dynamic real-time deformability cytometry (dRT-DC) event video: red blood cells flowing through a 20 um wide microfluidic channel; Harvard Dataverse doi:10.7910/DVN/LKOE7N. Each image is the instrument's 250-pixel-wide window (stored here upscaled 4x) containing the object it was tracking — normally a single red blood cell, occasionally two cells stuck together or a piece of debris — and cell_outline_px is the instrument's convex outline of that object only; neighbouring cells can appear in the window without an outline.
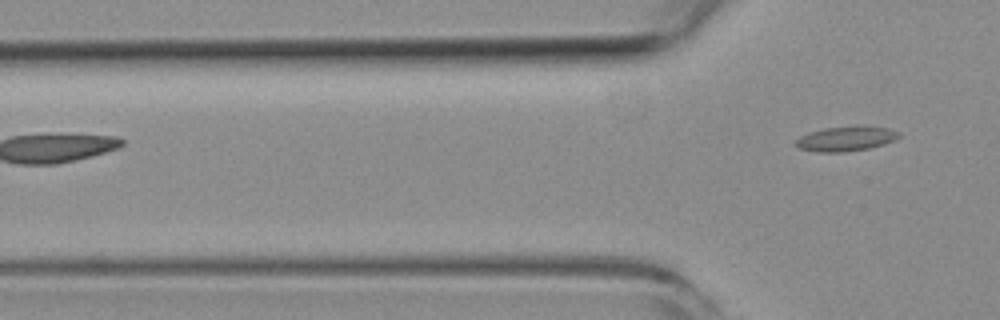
{"species": "common noctule bat (a hibernating species)", "species_latin": "Nyctalus noctula", "temperature_condition": "room temperature", "stored_images_in_passage": 4, "camera_frame_rate_fps": 3000, "um_per_image_px": 0.085, "animal": {"sex": "female", "body_mass_g": 19.3, "forearm_length_mm": 54.1}, "frame": {"image": 1, "passage_image": 4, "time_ms": 3.667, "image_size_px": [1000, 320], "cell_outline_px": [[900, 136], [896, 140], [884, 144], [868, 148], [840, 152], [816, 152], [800, 148], [796, 144], [796, 140], [800, 136], [808, 132], [824, 128], [856, 124], [860, 124], [888, 128], [900, 132]], "centroid_in_image_um": [71.94, 11.75], "position_along_channel_um": 53.9, "area_um2": 15.2}}